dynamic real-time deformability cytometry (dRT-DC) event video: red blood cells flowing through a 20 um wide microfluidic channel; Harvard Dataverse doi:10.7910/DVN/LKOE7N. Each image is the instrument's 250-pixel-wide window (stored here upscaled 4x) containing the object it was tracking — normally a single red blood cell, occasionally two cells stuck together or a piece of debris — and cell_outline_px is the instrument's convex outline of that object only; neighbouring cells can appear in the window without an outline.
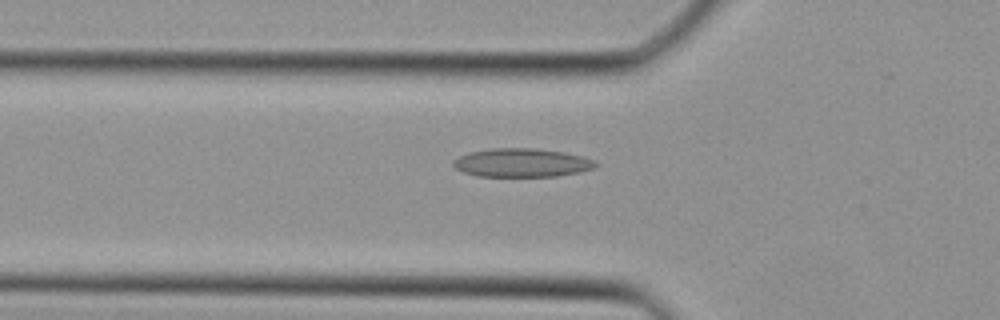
{"species": "Egyptian fruit bat (a non-hibernating species)", "species_latin": "Rousettus aegyptiacus", "temperature_condition": "cold", "stored_images_in_passage": 31, "camera_frame_rate_fps": 3000, "um_per_image_px": 0.085, "animal": {"sex": "female"}, "frame": {"image": 1, "passage_image": 6, "time_ms": 1.667, "image_size_px": [1000, 320], "cell_outline_px": [[600, 164], [596, 168], [580, 172], [556, 176], [476, 176], [464, 172], [456, 168], [452, 164], [452, 160], [468, 152], [492, 148], [536, 148], [564, 152], [584, 156], [596, 160]], "centroid_in_image_um": [44.41, 13.82], "position_along_channel_um": 81.4, "area_um2": 23.99}}
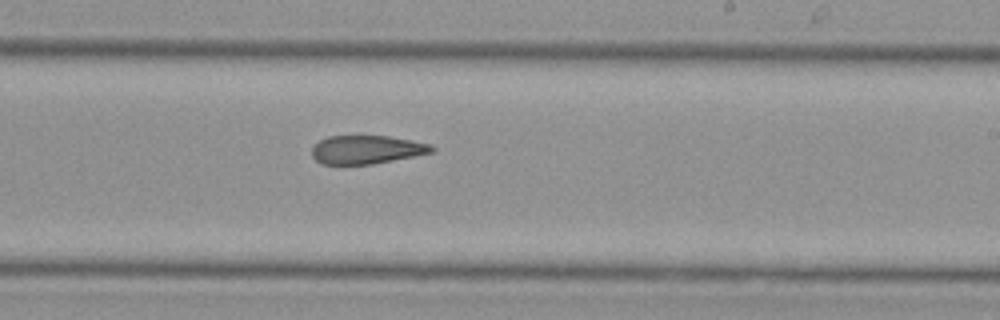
{"frame": {"image": 2, "passage_image": 16, "time_ms": 5.0, "image_size_px": [1000, 320], "cell_outline_px": [[436, 152], [372, 164], [320, 164], [312, 156], [312, 148], [320, 140], [328, 136], [388, 136], [412, 140], [432, 144], [436, 148]], "centroid_in_image_um": [31.21, 12.72], "position_along_channel_um": 257.8, "area_um2": 20.0}}
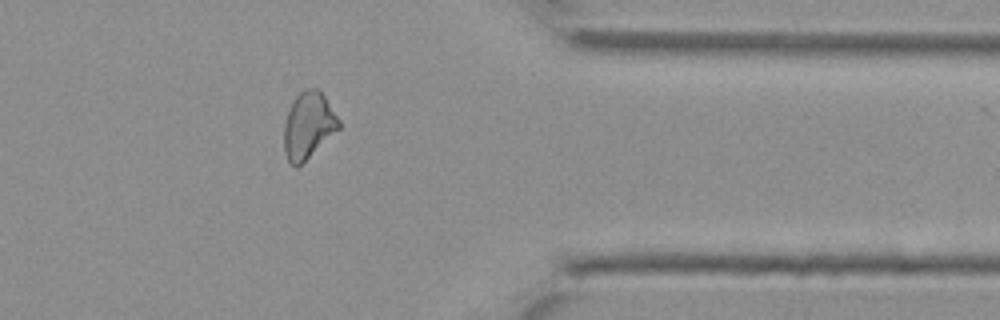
{"frame": {"image": 3, "passage_image": 24, "time_ms": 7.667, "image_size_px": [1000, 320], "cell_outline_px": [[340, 128], [296, 168], [288, 160], [284, 152], [284, 124], [288, 112], [296, 96], [304, 88], [320, 88], [340, 120]], "centroid_in_image_um": [26.22, 10.63], "position_along_channel_um": 385.2, "area_um2": 21.1}}